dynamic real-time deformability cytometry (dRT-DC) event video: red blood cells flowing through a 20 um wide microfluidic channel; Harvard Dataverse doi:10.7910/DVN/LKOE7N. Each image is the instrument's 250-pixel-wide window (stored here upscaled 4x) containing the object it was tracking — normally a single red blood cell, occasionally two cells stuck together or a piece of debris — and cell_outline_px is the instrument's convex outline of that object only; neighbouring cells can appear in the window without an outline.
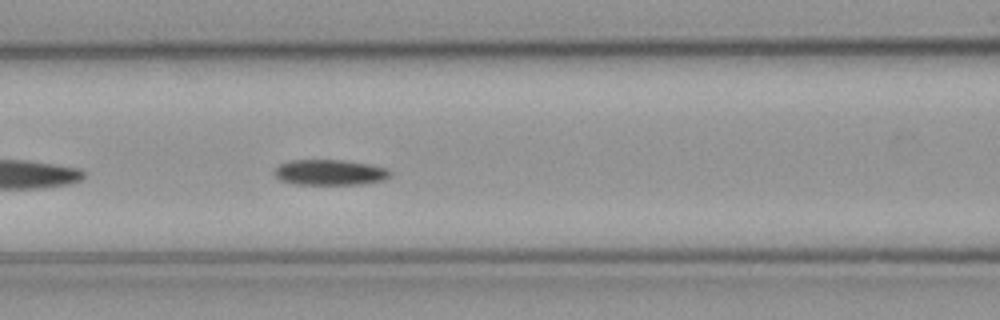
{"species": "common noctule bat (a hibernating species)", "species_latin": "Nyctalus noctula", "temperature_condition": "cold", "stored_images_in_passage": 39, "camera_frame_rate_fps": 3000, "um_per_image_px": 0.085, "animal": {"sex": "male", "body_mass_g": 23.1, "forearm_length_mm": 52.7}, "frame": {"image": 1, "passage_image": 6, "time_ms": 1.667, "image_size_px": [1000, 320], "cell_outline_px": [[392, 176], [384, 180], [360, 184], [292, 184], [280, 180], [276, 176], [276, 168], [280, 164], [292, 160], [344, 160], [368, 164], [388, 168], [392, 172]], "centroid_in_image_um": [28.09, 14.65], "position_along_channel_um": 138.5, "area_um2": 17.22}}
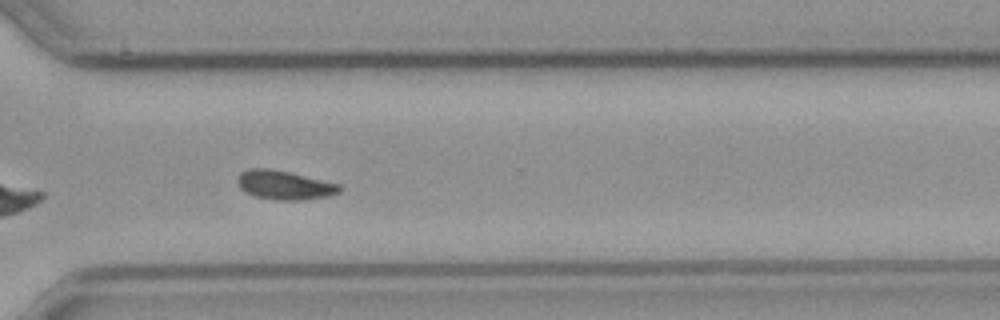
{"frame": {"image": 2, "passage_image": 23, "time_ms": 7.333, "image_size_px": [1000, 320], "cell_outline_px": [[344, 188], [340, 192], [328, 196], [300, 200], [276, 200], [256, 196], [244, 192], [236, 184], [236, 176], [240, 172], [248, 168], [268, 168], [288, 172], [340, 184]], "centroid_in_image_um": [24.13, 15.72], "position_along_channel_um": 346.5, "area_um2": 17.4}}